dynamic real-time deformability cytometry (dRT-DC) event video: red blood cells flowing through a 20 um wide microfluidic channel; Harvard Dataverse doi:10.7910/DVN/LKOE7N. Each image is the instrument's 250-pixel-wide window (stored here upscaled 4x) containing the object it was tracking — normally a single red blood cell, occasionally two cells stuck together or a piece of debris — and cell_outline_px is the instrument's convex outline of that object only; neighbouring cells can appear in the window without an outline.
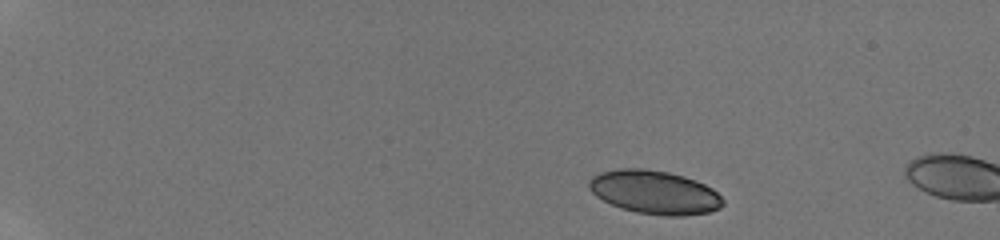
{"species": "human", "species_latin": "Homo sapiens", "temperature_condition": "room temperature", "stored_images_in_passage": 5, "camera_frame_rate_fps": 3000, "um_per_image_px": 0.085, "donor": {"sex": "male"}, "frame": {"image": 1, "passage_image": 1, "time_ms": 0.0, "image_size_px": [1000, 240], "cell_outline_px": [[724, 204], [720, 208], [708, 212], [684, 216], [664, 216], [636, 212], [620, 208], [596, 196], [588, 188], [588, 180], [592, 176], [600, 172], [620, 168], [644, 168], [668, 172], [684, 176], [696, 180], [712, 188], [724, 200]], "centroid_in_image_um": [55.63, 16.34], "position_along_channel_um": 29.4, "area_um2": 34.16}}